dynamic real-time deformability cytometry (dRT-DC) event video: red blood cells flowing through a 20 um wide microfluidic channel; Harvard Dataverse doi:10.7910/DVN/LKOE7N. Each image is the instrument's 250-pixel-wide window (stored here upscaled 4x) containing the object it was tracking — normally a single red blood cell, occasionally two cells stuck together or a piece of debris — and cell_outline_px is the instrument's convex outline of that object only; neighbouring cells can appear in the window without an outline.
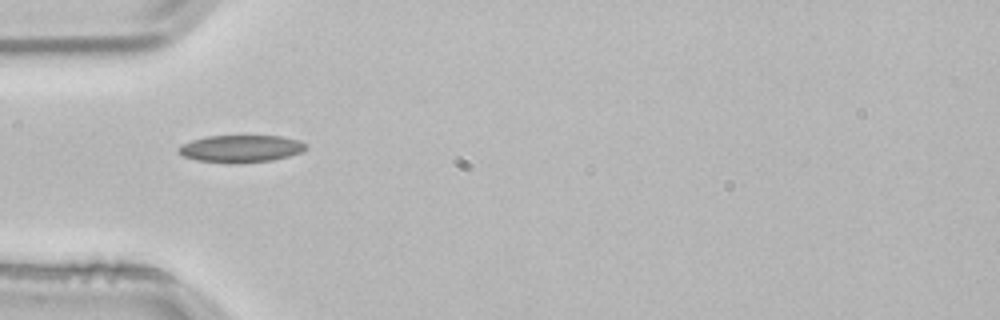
{"species": "common noctule bat (a hibernating species)", "species_latin": "Nyctalus noctula", "temperature_condition": "room temperature", "stored_images_in_passage": 3, "camera_frame_rate_fps": 3000, "um_per_image_px": 0.085, "animal": {"sex": "male", "body_mass_g": 21.5, "forearm_length_mm": 52.0}, "frame": {"image": 1, "passage_image": 3, "time_ms": 0.667, "image_size_px": [1000, 320], "cell_outline_px": [[308, 148], [304, 152], [272, 160], [232, 164], [228, 164], [196, 160], [184, 156], [176, 148], [180, 144], [192, 140], [208, 136], [280, 136], [300, 140], [308, 144]], "centroid_in_image_um": [20.5, 12.64], "position_along_channel_um": 64.5, "area_um2": 20.52}}